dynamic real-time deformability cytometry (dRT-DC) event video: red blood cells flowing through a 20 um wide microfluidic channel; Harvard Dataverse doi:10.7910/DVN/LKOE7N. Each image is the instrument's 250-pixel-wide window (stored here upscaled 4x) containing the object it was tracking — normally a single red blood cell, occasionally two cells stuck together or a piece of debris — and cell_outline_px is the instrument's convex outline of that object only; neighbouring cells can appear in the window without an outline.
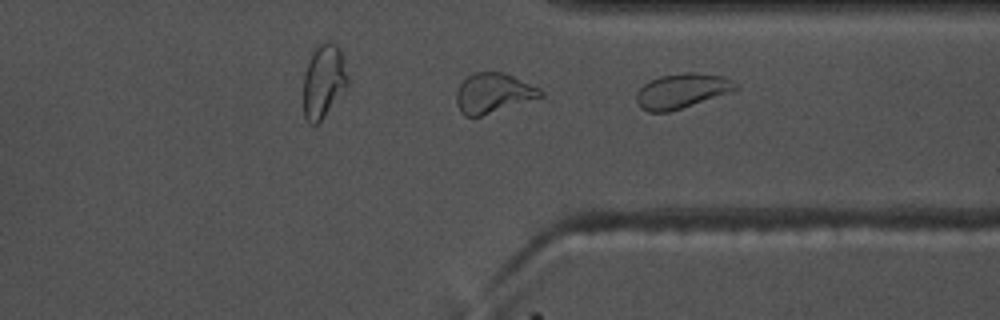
{"species": "common noctule bat (a hibernating species)", "species_latin": "Nyctalus noctula", "temperature_condition": "warm", "stored_images_in_passage": 24, "camera_frame_rate_fps": 3000, "um_per_image_px": 0.085, "animal": {"sex": "male", "body_mass_g": 17.5, "forearm_length_mm": 52.3}, "frame": {"image": 1, "passage_image": 24, "time_ms": 7.667, "image_size_px": [1000, 320], "cell_outline_px": [[740, 88], [732, 92], [668, 112], [648, 112], [640, 108], [636, 100], [636, 92], [648, 80], [660, 76], [684, 72], [696, 72], [724, 76], [732, 80]], "centroid_in_image_um": [57.95, 7.71], "position_along_channel_um": 353.4, "area_um2": 20.29}}